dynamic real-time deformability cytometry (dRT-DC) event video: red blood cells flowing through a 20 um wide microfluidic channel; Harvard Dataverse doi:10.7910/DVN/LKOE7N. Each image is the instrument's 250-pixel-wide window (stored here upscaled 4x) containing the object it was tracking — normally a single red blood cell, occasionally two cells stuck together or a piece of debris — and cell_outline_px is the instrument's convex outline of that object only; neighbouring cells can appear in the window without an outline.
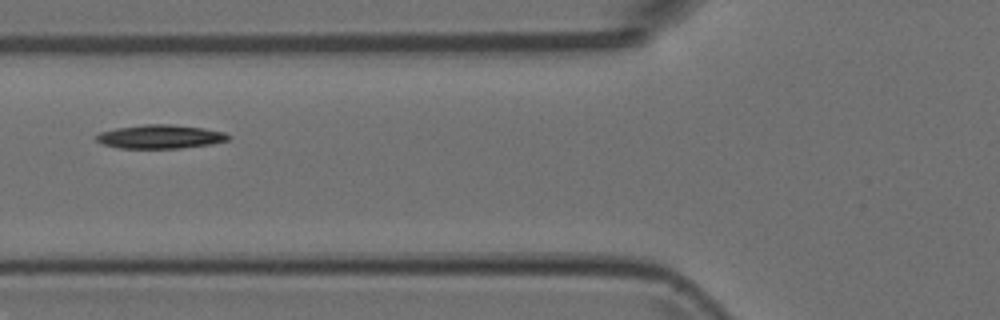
{"species": "Egyptian fruit bat (a non-hibernating species)", "species_latin": "Rousettus aegyptiacus", "temperature_condition": "room temperature", "stored_images_in_passage": 7, "segment_of_instrument_passage": [2, 2], "camera_frame_rate_fps": 3000, "um_per_image_px": 0.085, "animal": {"sex": "female"}, "frame": {"image": 1, "passage_image": 7, "time_ms": 2.0, "image_size_px": [1000, 320], "cell_outline_px": [[232, 136], [228, 140], [212, 144], [180, 148], [120, 148], [104, 144], [96, 140], [96, 136], [100, 132], [116, 128], [144, 124], [168, 124], [204, 128], [224, 132]], "centroid_in_image_um": [13.65, 11.61], "position_along_channel_um": 112.2, "area_um2": 18.21}}